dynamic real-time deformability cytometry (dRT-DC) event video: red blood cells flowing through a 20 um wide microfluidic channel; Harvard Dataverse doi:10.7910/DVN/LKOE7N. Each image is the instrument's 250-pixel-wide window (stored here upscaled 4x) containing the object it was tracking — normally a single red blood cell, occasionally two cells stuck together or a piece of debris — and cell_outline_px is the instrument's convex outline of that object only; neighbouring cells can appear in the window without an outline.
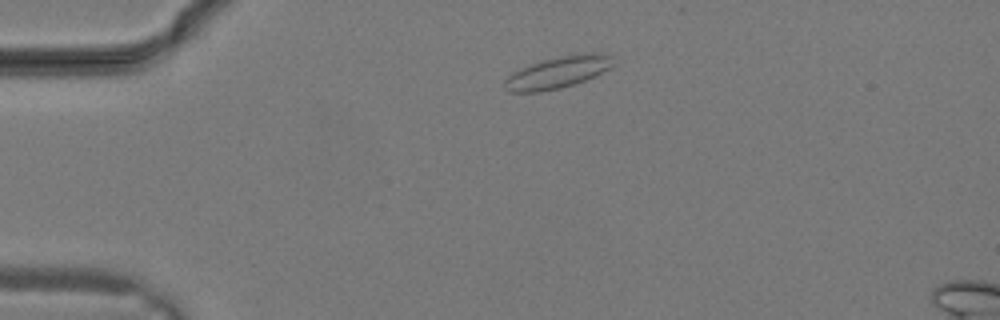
{"species": "common noctule bat (a hibernating species)", "species_latin": "Nyctalus noctula", "temperature_condition": "warm", "stored_images_in_passage": 28, "segment_of_instrument_passage": [1, 2], "camera_frame_rate_fps": 3000, "um_per_image_px": 0.085, "animal": {"sex": "male", "body_mass_g": 19.2, "forearm_length_mm": 51.8}, "frame": {"image": 1, "passage_image": 3, "time_ms": 0.667, "image_size_px": [1000, 320], "cell_outline_px": [[612, 64], [608, 68], [584, 80], [560, 88], [540, 92], [508, 92], [504, 88], [504, 80], [512, 72], [532, 64], [544, 60], [560, 56], [588, 52], [592, 52], [612, 56]], "centroid_in_image_um": [47.34, 6.16], "position_along_channel_um": 37.7, "area_um2": 19.65}}
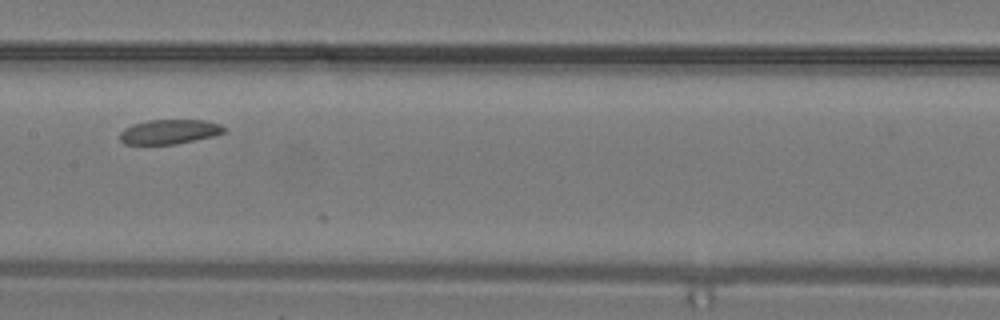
{"frame": {"image": 2, "passage_image": 12, "time_ms": 3.667, "image_size_px": [1000, 320], "cell_outline_px": [[228, 132], [212, 136], [176, 144], [124, 144], [120, 140], [120, 132], [124, 128], [132, 124], [148, 120], [204, 120], [220, 124], [228, 128]], "centroid_in_image_um": [14.42, 11.19], "position_along_channel_um": 193.0, "area_um2": 15.03}}
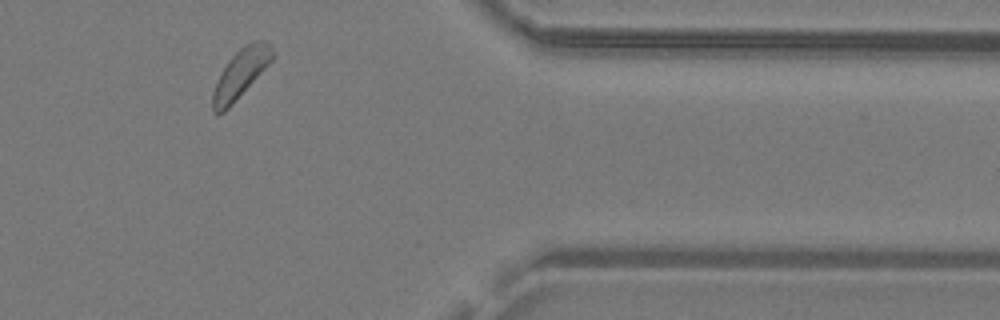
{"frame": {"image": 3, "passage_image": 22, "time_ms": 7.0, "image_size_px": [1000, 320], "cell_outline_px": [[272, 60], [228, 108], [224, 112], [216, 116], [212, 112], [212, 92], [220, 72], [228, 60], [240, 48], [256, 40], [264, 40], [272, 44]], "centroid_in_image_um": [20.4, 6.27], "position_along_channel_um": 391.0, "area_um2": 16.7}}